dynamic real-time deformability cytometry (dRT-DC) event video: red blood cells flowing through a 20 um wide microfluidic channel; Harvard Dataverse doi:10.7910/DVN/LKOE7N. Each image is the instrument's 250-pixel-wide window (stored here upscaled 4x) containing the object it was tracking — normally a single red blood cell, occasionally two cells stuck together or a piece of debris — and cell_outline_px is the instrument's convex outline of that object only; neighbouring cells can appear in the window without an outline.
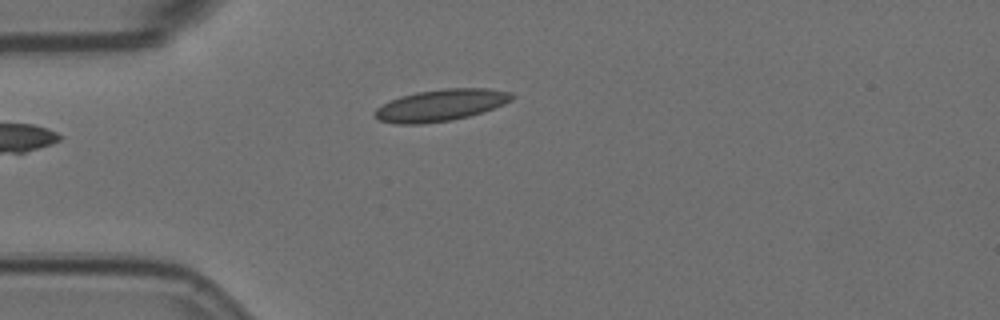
{"species": "Egyptian fruit bat (a non-hibernating species)", "species_latin": "Rousettus aegyptiacus", "temperature_condition": "room temperature", "stored_images_in_passage": 3, "camera_frame_rate_fps": 3000, "um_per_image_px": 0.085, "animal": {"sex": "female"}, "frame": {"image": 1, "passage_image": 3, "time_ms": 0.667, "image_size_px": [1000, 320], "cell_outline_px": [[516, 96], [512, 100], [504, 104], [484, 112], [452, 120], [420, 124], [396, 124], [380, 120], [372, 116], [372, 112], [376, 108], [400, 96], [416, 92], [444, 88], [488, 88], [512, 92]], "centroid_in_image_um": [37.48, 8.94], "position_along_channel_um": 47.5, "area_um2": 25.55}}